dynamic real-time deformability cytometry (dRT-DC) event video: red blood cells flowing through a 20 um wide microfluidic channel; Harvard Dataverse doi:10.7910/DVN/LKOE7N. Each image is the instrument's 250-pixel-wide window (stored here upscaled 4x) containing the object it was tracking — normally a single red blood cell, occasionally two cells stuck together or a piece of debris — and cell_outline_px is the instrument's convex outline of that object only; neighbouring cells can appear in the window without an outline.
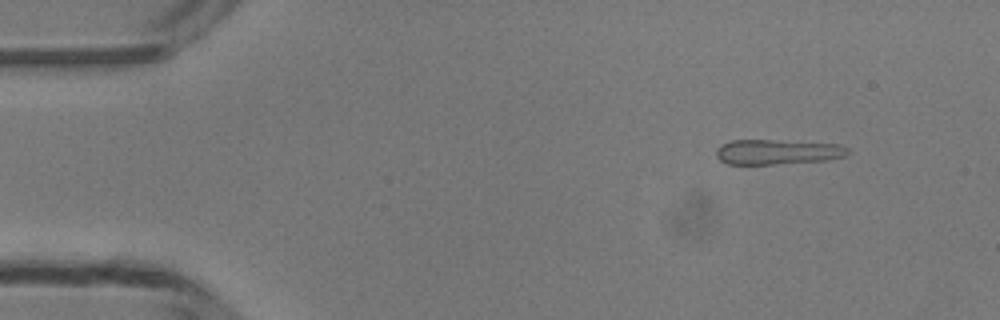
{"species": "common noctule bat (a hibernating species)", "species_latin": "Nyctalus noctula", "temperature_condition": "room temperature", "stored_images_in_passage": 46, "camera_frame_rate_fps": 3000, "um_per_image_px": 0.085, "animal": {"sex": "male", "body_mass_g": 13.3}, "frame": {"image": 1, "passage_image": 3, "time_ms": 0.667, "image_size_px": [1000, 320], "cell_outline_px": [[852, 152], [844, 156], [828, 160], [772, 164], [728, 164], [720, 160], [716, 156], [716, 148], [732, 140], [772, 140], [836, 144], [848, 148]], "centroid_in_image_um": [66.08, 12.92], "position_along_channel_um": 18.9, "area_um2": 19.02}}
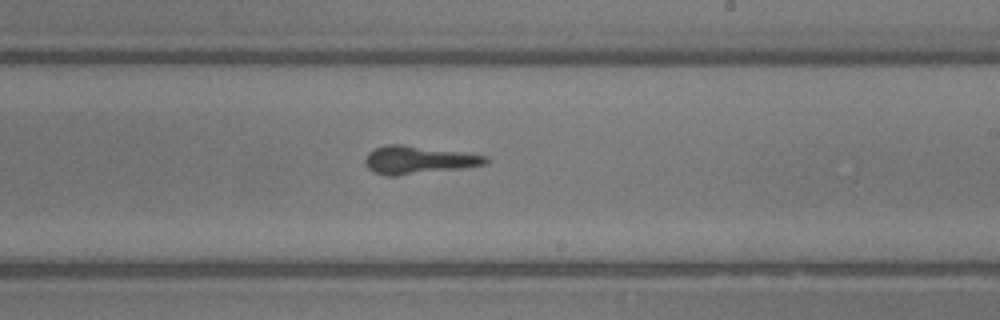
{"frame": {"image": 2, "passage_image": 26, "time_ms": 8.333, "image_size_px": [1000, 320], "cell_outline_px": [[488, 160], [484, 164], [460, 168], [396, 176], [384, 176], [368, 168], [364, 164], [364, 160], [368, 152], [376, 148], [388, 144], [404, 144], [464, 152], [488, 156]], "centroid_in_image_um": [35.52, 13.58], "position_along_channel_um": 253.5, "area_um2": 19.59}}
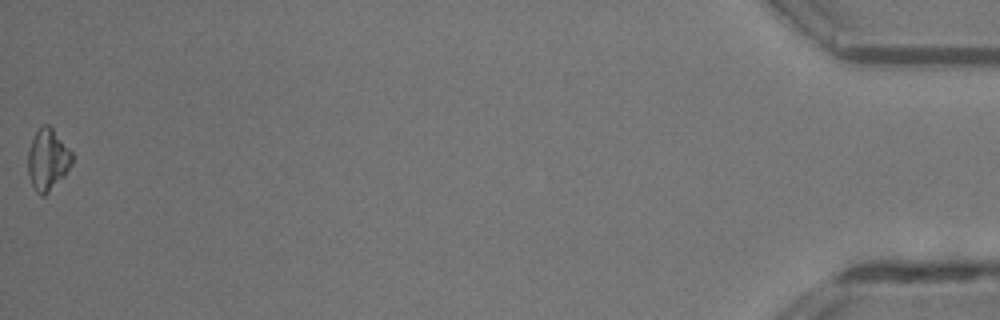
{"frame": {"image": 3, "passage_image": 46, "time_ms": 15.0, "image_size_px": [1000, 320], "cell_outline_px": [[72, 164], [64, 176], [44, 196], [40, 196], [36, 192], [28, 176], [28, 148], [36, 132], [44, 124], [48, 124], [52, 128], [72, 152]], "centroid_in_image_um": [4.04, 13.59], "position_along_channel_um": 431.2, "area_um2": 15.66}}